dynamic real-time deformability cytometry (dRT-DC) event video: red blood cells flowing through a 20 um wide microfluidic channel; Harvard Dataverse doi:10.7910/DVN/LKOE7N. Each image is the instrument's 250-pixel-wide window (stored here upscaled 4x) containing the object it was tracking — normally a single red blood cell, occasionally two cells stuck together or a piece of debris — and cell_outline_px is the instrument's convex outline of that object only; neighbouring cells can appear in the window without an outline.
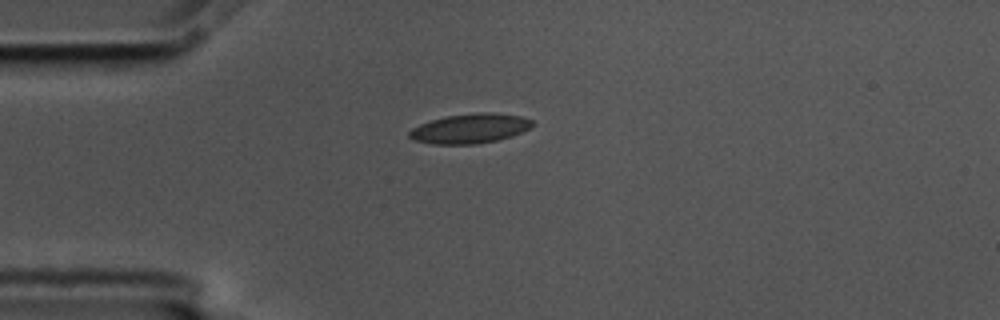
{"species": "common noctule bat (a hibernating species)", "species_latin": "Nyctalus noctula", "temperature_condition": "cold", "stored_images_in_passage": 43, "camera_frame_rate_fps": 3000, "um_per_image_px": 0.085, "animal": {"sex": "male", "body_mass_g": 17.5, "forearm_length_mm": 52.3}, "frame": {"image": 1, "passage_image": 1, "time_ms": 0.0, "image_size_px": [1000, 320], "cell_outline_px": [[536, 124], [512, 136], [496, 140], [476, 144], [432, 144], [412, 140], [408, 136], [408, 132], [412, 128], [420, 124], [432, 120], [448, 116], [476, 112], [492, 112], [520, 116], [532, 120]], "centroid_in_image_um": [39.93, 10.92], "position_along_channel_um": 45.1, "area_um2": 21.21}}
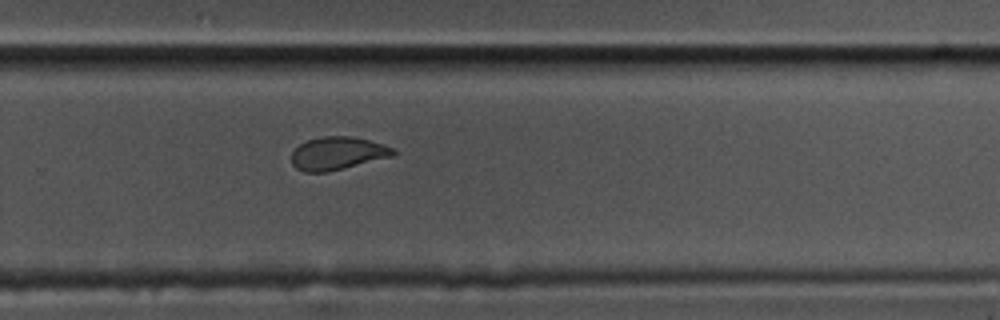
{"frame": {"image": 2, "passage_image": 24, "time_ms": 7.667, "image_size_px": [1000, 320], "cell_outline_px": [[396, 152], [392, 156], [324, 172], [304, 172], [296, 168], [292, 164], [292, 152], [300, 144], [308, 140], [324, 136], [352, 136], [384, 144], [396, 148]], "centroid_in_image_um": [28.69, 13.02], "position_along_channel_um": 301.1, "area_um2": 19.25}}
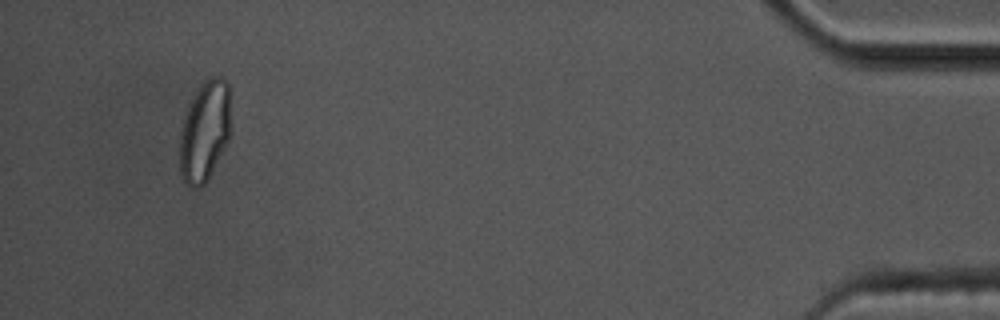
{"frame": {"image": 3, "passage_image": 40, "time_ms": 13.0, "image_size_px": [1000, 320], "cell_outline_px": [[232, 132], [208, 180], [204, 184], [196, 188], [192, 188], [184, 180], [180, 172], [180, 132], [184, 116], [200, 84], [208, 76], [220, 76], [228, 80]], "centroid_in_image_um": [17.44, 11.11], "position_along_channel_um": 417.8, "area_um2": 30.29}, "authors_computed_cell_mechanics": {"area_um2": 20.5768, "velocity_mm_per_s": 3.5653, "shape_relaxation_time_tau1_ms": 10.4007, "shape_relaxation_time_tau2_ms": 1.7298, "deformation_change_tau1": 0.2037, "deformation_change_tau2": 0.0665}}